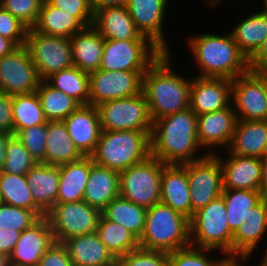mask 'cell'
Listing matches in <instances>:
<instances>
[{
  "label": "cell",
  "instance_id": "cell-51",
  "mask_svg": "<svg viewBox=\"0 0 267 266\" xmlns=\"http://www.w3.org/2000/svg\"><path fill=\"white\" fill-rule=\"evenodd\" d=\"M249 68L252 71L267 74V37L257 52L249 59Z\"/></svg>",
  "mask_w": 267,
  "mask_h": 266
},
{
  "label": "cell",
  "instance_id": "cell-19",
  "mask_svg": "<svg viewBox=\"0 0 267 266\" xmlns=\"http://www.w3.org/2000/svg\"><path fill=\"white\" fill-rule=\"evenodd\" d=\"M237 121L232 104L219 111L197 115L198 140L202 149L207 148V153L213 155L216 154L213 147H229Z\"/></svg>",
  "mask_w": 267,
  "mask_h": 266
},
{
  "label": "cell",
  "instance_id": "cell-22",
  "mask_svg": "<svg viewBox=\"0 0 267 266\" xmlns=\"http://www.w3.org/2000/svg\"><path fill=\"white\" fill-rule=\"evenodd\" d=\"M191 218L190 186L187 170L179 164H166L161 176V201Z\"/></svg>",
  "mask_w": 267,
  "mask_h": 266
},
{
  "label": "cell",
  "instance_id": "cell-23",
  "mask_svg": "<svg viewBox=\"0 0 267 266\" xmlns=\"http://www.w3.org/2000/svg\"><path fill=\"white\" fill-rule=\"evenodd\" d=\"M72 266H114L117 259L96 233L75 236L62 242Z\"/></svg>",
  "mask_w": 267,
  "mask_h": 266
},
{
  "label": "cell",
  "instance_id": "cell-61",
  "mask_svg": "<svg viewBox=\"0 0 267 266\" xmlns=\"http://www.w3.org/2000/svg\"><path fill=\"white\" fill-rule=\"evenodd\" d=\"M262 259H261V263L260 265L257 266H267V257H265L264 255H262Z\"/></svg>",
  "mask_w": 267,
  "mask_h": 266
},
{
  "label": "cell",
  "instance_id": "cell-62",
  "mask_svg": "<svg viewBox=\"0 0 267 266\" xmlns=\"http://www.w3.org/2000/svg\"><path fill=\"white\" fill-rule=\"evenodd\" d=\"M266 102H267V74H266Z\"/></svg>",
  "mask_w": 267,
  "mask_h": 266
},
{
  "label": "cell",
  "instance_id": "cell-59",
  "mask_svg": "<svg viewBox=\"0 0 267 266\" xmlns=\"http://www.w3.org/2000/svg\"><path fill=\"white\" fill-rule=\"evenodd\" d=\"M206 1V4H208L209 6L214 7L215 5L217 6L219 2H221V0H204V2Z\"/></svg>",
  "mask_w": 267,
  "mask_h": 266
},
{
  "label": "cell",
  "instance_id": "cell-6",
  "mask_svg": "<svg viewBox=\"0 0 267 266\" xmlns=\"http://www.w3.org/2000/svg\"><path fill=\"white\" fill-rule=\"evenodd\" d=\"M226 204L222 196L198 209L189 219L191 246L211 249L233 257V232L226 217Z\"/></svg>",
  "mask_w": 267,
  "mask_h": 266
},
{
  "label": "cell",
  "instance_id": "cell-57",
  "mask_svg": "<svg viewBox=\"0 0 267 266\" xmlns=\"http://www.w3.org/2000/svg\"><path fill=\"white\" fill-rule=\"evenodd\" d=\"M17 46L10 40L0 35V59L11 53Z\"/></svg>",
  "mask_w": 267,
  "mask_h": 266
},
{
  "label": "cell",
  "instance_id": "cell-15",
  "mask_svg": "<svg viewBox=\"0 0 267 266\" xmlns=\"http://www.w3.org/2000/svg\"><path fill=\"white\" fill-rule=\"evenodd\" d=\"M40 81L25 45L18 46L0 59L2 93L12 96L34 93Z\"/></svg>",
  "mask_w": 267,
  "mask_h": 266
},
{
  "label": "cell",
  "instance_id": "cell-31",
  "mask_svg": "<svg viewBox=\"0 0 267 266\" xmlns=\"http://www.w3.org/2000/svg\"><path fill=\"white\" fill-rule=\"evenodd\" d=\"M45 145L46 164L61 166L66 163L78 161L84 157L71 139L63 121L47 122Z\"/></svg>",
  "mask_w": 267,
  "mask_h": 266
},
{
  "label": "cell",
  "instance_id": "cell-8",
  "mask_svg": "<svg viewBox=\"0 0 267 266\" xmlns=\"http://www.w3.org/2000/svg\"><path fill=\"white\" fill-rule=\"evenodd\" d=\"M40 80L74 66L70 38L50 36L28 29L25 41Z\"/></svg>",
  "mask_w": 267,
  "mask_h": 266
},
{
  "label": "cell",
  "instance_id": "cell-47",
  "mask_svg": "<svg viewBox=\"0 0 267 266\" xmlns=\"http://www.w3.org/2000/svg\"><path fill=\"white\" fill-rule=\"evenodd\" d=\"M52 6L75 17L85 28L92 26L94 10L92 0H47Z\"/></svg>",
  "mask_w": 267,
  "mask_h": 266
},
{
  "label": "cell",
  "instance_id": "cell-33",
  "mask_svg": "<svg viewBox=\"0 0 267 266\" xmlns=\"http://www.w3.org/2000/svg\"><path fill=\"white\" fill-rule=\"evenodd\" d=\"M32 28L45 35L71 38L85 27L75 17L44 0L36 24Z\"/></svg>",
  "mask_w": 267,
  "mask_h": 266
},
{
  "label": "cell",
  "instance_id": "cell-11",
  "mask_svg": "<svg viewBox=\"0 0 267 266\" xmlns=\"http://www.w3.org/2000/svg\"><path fill=\"white\" fill-rule=\"evenodd\" d=\"M161 53L149 40L105 39L99 69L106 71H146Z\"/></svg>",
  "mask_w": 267,
  "mask_h": 266
},
{
  "label": "cell",
  "instance_id": "cell-35",
  "mask_svg": "<svg viewBox=\"0 0 267 266\" xmlns=\"http://www.w3.org/2000/svg\"><path fill=\"white\" fill-rule=\"evenodd\" d=\"M146 212L147 208L118 196L102 211V215L107 220L122 225L140 239L145 227Z\"/></svg>",
  "mask_w": 267,
  "mask_h": 266
},
{
  "label": "cell",
  "instance_id": "cell-2",
  "mask_svg": "<svg viewBox=\"0 0 267 266\" xmlns=\"http://www.w3.org/2000/svg\"><path fill=\"white\" fill-rule=\"evenodd\" d=\"M150 143L151 155L164 164L181 165L208 155L206 151L197 154L202 147L198 140L197 115L190 107L155 120Z\"/></svg>",
  "mask_w": 267,
  "mask_h": 266
},
{
  "label": "cell",
  "instance_id": "cell-39",
  "mask_svg": "<svg viewBox=\"0 0 267 266\" xmlns=\"http://www.w3.org/2000/svg\"><path fill=\"white\" fill-rule=\"evenodd\" d=\"M13 135L31 126L48 122L36 94H21L12 96Z\"/></svg>",
  "mask_w": 267,
  "mask_h": 266
},
{
  "label": "cell",
  "instance_id": "cell-44",
  "mask_svg": "<svg viewBox=\"0 0 267 266\" xmlns=\"http://www.w3.org/2000/svg\"><path fill=\"white\" fill-rule=\"evenodd\" d=\"M15 136L25 146L37 163H45L47 123L18 131Z\"/></svg>",
  "mask_w": 267,
  "mask_h": 266
},
{
  "label": "cell",
  "instance_id": "cell-24",
  "mask_svg": "<svg viewBox=\"0 0 267 266\" xmlns=\"http://www.w3.org/2000/svg\"><path fill=\"white\" fill-rule=\"evenodd\" d=\"M92 26L112 40H148L135 27L127 7H104L94 11Z\"/></svg>",
  "mask_w": 267,
  "mask_h": 266
},
{
  "label": "cell",
  "instance_id": "cell-21",
  "mask_svg": "<svg viewBox=\"0 0 267 266\" xmlns=\"http://www.w3.org/2000/svg\"><path fill=\"white\" fill-rule=\"evenodd\" d=\"M63 122L76 147L84 156H91L101 134L99 113L93 105H80Z\"/></svg>",
  "mask_w": 267,
  "mask_h": 266
},
{
  "label": "cell",
  "instance_id": "cell-4",
  "mask_svg": "<svg viewBox=\"0 0 267 266\" xmlns=\"http://www.w3.org/2000/svg\"><path fill=\"white\" fill-rule=\"evenodd\" d=\"M190 245L189 218L162 202L147 208L141 248L172 252Z\"/></svg>",
  "mask_w": 267,
  "mask_h": 266
},
{
  "label": "cell",
  "instance_id": "cell-28",
  "mask_svg": "<svg viewBox=\"0 0 267 266\" xmlns=\"http://www.w3.org/2000/svg\"><path fill=\"white\" fill-rule=\"evenodd\" d=\"M34 203L46 214L55 204L59 186V166L39 162L27 174Z\"/></svg>",
  "mask_w": 267,
  "mask_h": 266
},
{
  "label": "cell",
  "instance_id": "cell-7",
  "mask_svg": "<svg viewBox=\"0 0 267 266\" xmlns=\"http://www.w3.org/2000/svg\"><path fill=\"white\" fill-rule=\"evenodd\" d=\"M165 165L150 155L144 161L119 172L120 196L145 208L159 203Z\"/></svg>",
  "mask_w": 267,
  "mask_h": 266
},
{
  "label": "cell",
  "instance_id": "cell-10",
  "mask_svg": "<svg viewBox=\"0 0 267 266\" xmlns=\"http://www.w3.org/2000/svg\"><path fill=\"white\" fill-rule=\"evenodd\" d=\"M102 211L85 201L55 204L47 213L55 242L96 233Z\"/></svg>",
  "mask_w": 267,
  "mask_h": 266
},
{
  "label": "cell",
  "instance_id": "cell-37",
  "mask_svg": "<svg viewBox=\"0 0 267 266\" xmlns=\"http://www.w3.org/2000/svg\"><path fill=\"white\" fill-rule=\"evenodd\" d=\"M96 234L116 259L140 247L139 239L131 231L107 220L103 215L100 217Z\"/></svg>",
  "mask_w": 267,
  "mask_h": 266
},
{
  "label": "cell",
  "instance_id": "cell-58",
  "mask_svg": "<svg viewBox=\"0 0 267 266\" xmlns=\"http://www.w3.org/2000/svg\"><path fill=\"white\" fill-rule=\"evenodd\" d=\"M9 256L0 252V266H9Z\"/></svg>",
  "mask_w": 267,
  "mask_h": 266
},
{
  "label": "cell",
  "instance_id": "cell-34",
  "mask_svg": "<svg viewBox=\"0 0 267 266\" xmlns=\"http://www.w3.org/2000/svg\"><path fill=\"white\" fill-rule=\"evenodd\" d=\"M0 202L32 210L39 218L46 216L34 203L26 175L0 171Z\"/></svg>",
  "mask_w": 267,
  "mask_h": 266
},
{
  "label": "cell",
  "instance_id": "cell-38",
  "mask_svg": "<svg viewBox=\"0 0 267 266\" xmlns=\"http://www.w3.org/2000/svg\"><path fill=\"white\" fill-rule=\"evenodd\" d=\"M221 196L226 204L228 226L233 233L247 221L250 209L262 200L260 192L255 190H223Z\"/></svg>",
  "mask_w": 267,
  "mask_h": 266
},
{
  "label": "cell",
  "instance_id": "cell-45",
  "mask_svg": "<svg viewBox=\"0 0 267 266\" xmlns=\"http://www.w3.org/2000/svg\"><path fill=\"white\" fill-rule=\"evenodd\" d=\"M119 266H169V252L134 249L117 259Z\"/></svg>",
  "mask_w": 267,
  "mask_h": 266
},
{
  "label": "cell",
  "instance_id": "cell-56",
  "mask_svg": "<svg viewBox=\"0 0 267 266\" xmlns=\"http://www.w3.org/2000/svg\"><path fill=\"white\" fill-rule=\"evenodd\" d=\"M252 254L253 252L244 253L236 257H228L223 266H244L243 263L245 262L248 263V261L250 260L249 258L251 257Z\"/></svg>",
  "mask_w": 267,
  "mask_h": 266
},
{
  "label": "cell",
  "instance_id": "cell-26",
  "mask_svg": "<svg viewBox=\"0 0 267 266\" xmlns=\"http://www.w3.org/2000/svg\"><path fill=\"white\" fill-rule=\"evenodd\" d=\"M267 145V120H238L229 153L262 158Z\"/></svg>",
  "mask_w": 267,
  "mask_h": 266
},
{
  "label": "cell",
  "instance_id": "cell-63",
  "mask_svg": "<svg viewBox=\"0 0 267 266\" xmlns=\"http://www.w3.org/2000/svg\"><path fill=\"white\" fill-rule=\"evenodd\" d=\"M265 257H267V249H266V251H265V253L263 254Z\"/></svg>",
  "mask_w": 267,
  "mask_h": 266
},
{
  "label": "cell",
  "instance_id": "cell-12",
  "mask_svg": "<svg viewBox=\"0 0 267 266\" xmlns=\"http://www.w3.org/2000/svg\"><path fill=\"white\" fill-rule=\"evenodd\" d=\"M187 170L190 186L191 217L198 209L222 195L223 172L220 161L212 154L201 160L181 164Z\"/></svg>",
  "mask_w": 267,
  "mask_h": 266
},
{
  "label": "cell",
  "instance_id": "cell-43",
  "mask_svg": "<svg viewBox=\"0 0 267 266\" xmlns=\"http://www.w3.org/2000/svg\"><path fill=\"white\" fill-rule=\"evenodd\" d=\"M40 218L32 211L0 202V228L23 232Z\"/></svg>",
  "mask_w": 267,
  "mask_h": 266
},
{
  "label": "cell",
  "instance_id": "cell-64",
  "mask_svg": "<svg viewBox=\"0 0 267 266\" xmlns=\"http://www.w3.org/2000/svg\"><path fill=\"white\" fill-rule=\"evenodd\" d=\"M265 155H267V145H266V148H265Z\"/></svg>",
  "mask_w": 267,
  "mask_h": 266
},
{
  "label": "cell",
  "instance_id": "cell-32",
  "mask_svg": "<svg viewBox=\"0 0 267 266\" xmlns=\"http://www.w3.org/2000/svg\"><path fill=\"white\" fill-rule=\"evenodd\" d=\"M230 31L240 51L249 60L267 37V15L258 11L246 16Z\"/></svg>",
  "mask_w": 267,
  "mask_h": 266
},
{
  "label": "cell",
  "instance_id": "cell-42",
  "mask_svg": "<svg viewBox=\"0 0 267 266\" xmlns=\"http://www.w3.org/2000/svg\"><path fill=\"white\" fill-rule=\"evenodd\" d=\"M211 252L215 251L190 245L189 247L169 252V266H223L228 256L216 260L208 256Z\"/></svg>",
  "mask_w": 267,
  "mask_h": 266
},
{
  "label": "cell",
  "instance_id": "cell-14",
  "mask_svg": "<svg viewBox=\"0 0 267 266\" xmlns=\"http://www.w3.org/2000/svg\"><path fill=\"white\" fill-rule=\"evenodd\" d=\"M231 100L238 120H267L266 74L249 70L236 77Z\"/></svg>",
  "mask_w": 267,
  "mask_h": 266
},
{
  "label": "cell",
  "instance_id": "cell-13",
  "mask_svg": "<svg viewBox=\"0 0 267 266\" xmlns=\"http://www.w3.org/2000/svg\"><path fill=\"white\" fill-rule=\"evenodd\" d=\"M146 71H106L89 74V105L133 97L142 92V77Z\"/></svg>",
  "mask_w": 267,
  "mask_h": 266
},
{
  "label": "cell",
  "instance_id": "cell-18",
  "mask_svg": "<svg viewBox=\"0 0 267 266\" xmlns=\"http://www.w3.org/2000/svg\"><path fill=\"white\" fill-rule=\"evenodd\" d=\"M231 99L232 80L192 76L189 107L196 115L225 109Z\"/></svg>",
  "mask_w": 267,
  "mask_h": 266
},
{
  "label": "cell",
  "instance_id": "cell-5",
  "mask_svg": "<svg viewBox=\"0 0 267 266\" xmlns=\"http://www.w3.org/2000/svg\"><path fill=\"white\" fill-rule=\"evenodd\" d=\"M152 131H101L93 162L121 172L151 155Z\"/></svg>",
  "mask_w": 267,
  "mask_h": 266
},
{
  "label": "cell",
  "instance_id": "cell-25",
  "mask_svg": "<svg viewBox=\"0 0 267 266\" xmlns=\"http://www.w3.org/2000/svg\"><path fill=\"white\" fill-rule=\"evenodd\" d=\"M118 196H120L119 172L94 163L91 157V172L83 201L103 211Z\"/></svg>",
  "mask_w": 267,
  "mask_h": 266
},
{
  "label": "cell",
  "instance_id": "cell-60",
  "mask_svg": "<svg viewBox=\"0 0 267 266\" xmlns=\"http://www.w3.org/2000/svg\"><path fill=\"white\" fill-rule=\"evenodd\" d=\"M262 1H263V6L262 7H264V8H263V10L260 9V12H262V13L267 15V0H261V3H262Z\"/></svg>",
  "mask_w": 267,
  "mask_h": 266
},
{
  "label": "cell",
  "instance_id": "cell-1",
  "mask_svg": "<svg viewBox=\"0 0 267 266\" xmlns=\"http://www.w3.org/2000/svg\"><path fill=\"white\" fill-rule=\"evenodd\" d=\"M172 62L171 52H162L143 74L142 92L152 122L190 106L192 78L179 75Z\"/></svg>",
  "mask_w": 267,
  "mask_h": 266
},
{
  "label": "cell",
  "instance_id": "cell-49",
  "mask_svg": "<svg viewBox=\"0 0 267 266\" xmlns=\"http://www.w3.org/2000/svg\"><path fill=\"white\" fill-rule=\"evenodd\" d=\"M38 266H72V263L66 247L54 242L41 257Z\"/></svg>",
  "mask_w": 267,
  "mask_h": 266
},
{
  "label": "cell",
  "instance_id": "cell-27",
  "mask_svg": "<svg viewBox=\"0 0 267 266\" xmlns=\"http://www.w3.org/2000/svg\"><path fill=\"white\" fill-rule=\"evenodd\" d=\"M72 61L75 67L86 73L97 71L101 64L104 37L93 27H86L70 38Z\"/></svg>",
  "mask_w": 267,
  "mask_h": 266
},
{
  "label": "cell",
  "instance_id": "cell-55",
  "mask_svg": "<svg viewBox=\"0 0 267 266\" xmlns=\"http://www.w3.org/2000/svg\"><path fill=\"white\" fill-rule=\"evenodd\" d=\"M13 136L11 133L0 132V171L2 170L6 157V145Z\"/></svg>",
  "mask_w": 267,
  "mask_h": 266
},
{
  "label": "cell",
  "instance_id": "cell-20",
  "mask_svg": "<svg viewBox=\"0 0 267 266\" xmlns=\"http://www.w3.org/2000/svg\"><path fill=\"white\" fill-rule=\"evenodd\" d=\"M217 152L213 154L219 161L223 172V190H255L258 191L261 177V158L237 156L229 153L222 159Z\"/></svg>",
  "mask_w": 267,
  "mask_h": 266
},
{
  "label": "cell",
  "instance_id": "cell-36",
  "mask_svg": "<svg viewBox=\"0 0 267 266\" xmlns=\"http://www.w3.org/2000/svg\"><path fill=\"white\" fill-rule=\"evenodd\" d=\"M36 94L48 121H63L80 106L75 99L56 89L46 80L40 81Z\"/></svg>",
  "mask_w": 267,
  "mask_h": 266
},
{
  "label": "cell",
  "instance_id": "cell-30",
  "mask_svg": "<svg viewBox=\"0 0 267 266\" xmlns=\"http://www.w3.org/2000/svg\"><path fill=\"white\" fill-rule=\"evenodd\" d=\"M246 220L233 233V257L258 249L259 242L267 234V201L262 199L250 209Z\"/></svg>",
  "mask_w": 267,
  "mask_h": 266
},
{
  "label": "cell",
  "instance_id": "cell-9",
  "mask_svg": "<svg viewBox=\"0 0 267 266\" xmlns=\"http://www.w3.org/2000/svg\"><path fill=\"white\" fill-rule=\"evenodd\" d=\"M101 130L152 131L153 122L143 92L129 98L106 101L96 106Z\"/></svg>",
  "mask_w": 267,
  "mask_h": 266
},
{
  "label": "cell",
  "instance_id": "cell-48",
  "mask_svg": "<svg viewBox=\"0 0 267 266\" xmlns=\"http://www.w3.org/2000/svg\"><path fill=\"white\" fill-rule=\"evenodd\" d=\"M28 27L0 6V35L10 39L17 47L25 45Z\"/></svg>",
  "mask_w": 267,
  "mask_h": 266
},
{
  "label": "cell",
  "instance_id": "cell-40",
  "mask_svg": "<svg viewBox=\"0 0 267 266\" xmlns=\"http://www.w3.org/2000/svg\"><path fill=\"white\" fill-rule=\"evenodd\" d=\"M46 81L75 99L80 105L89 104V73L73 66L52 74Z\"/></svg>",
  "mask_w": 267,
  "mask_h": 266
},
{
  "label": "cell",
  "instance_id": "cell-16",
  "mask_svg": "<svg viewBox=\"0 0 267 266\" xmlns=\"http://www.w3.org/2000/svg\"><path fill=\"white\" fill-rule=\"evenodd\" d=\"M169 0H129L128 12L138 32L161 52H171L164 34V21Z\"/></svg>",
  "mask_w": 267,
  "mask_h": 266
},
{
  "label": "cell",
  "instance_id": "cell-54",
  "mask_svg": "<svg viewBox=\"0 0 267 266\" xmlns=\"http://www.w3.org/2000/svg\"><path fill=\"white\" fill-rule=\"evenodd\" d=\"M262 164V177L258 191L260 192L262 199L267 201V155L261 158Z\"/></svg>",
  "mask_w": 267,
  "mask_h": 266
},
{
  "label": "cell",
  "instance_id": "cell-3",
  "mask_svg": "<svg viewBox=\"0 0 267 266\" xmlns=\"http://www.w3.org/2000/svg\"><path fill=\"white\" fill-rule=\"evenodd\" d=\"M188 49L201 69L198 77L234 80L250 70L249 60L240 51L231 33H201L190 36Z\"/></svg>",
  "mask_w": 267,
  "mask_h": 266
},
{
  "label": "cell",
  "instance_id": "cell-17",
  "mask_svg": "<svg viewBox=\"0 0 267 266\" xmlns=\"http://www.w3.org/2000/svg\"><path fill=\"white\" fill-rule=\"evenodd\" d=\"M54 242L50 223L46 217H42L30 228L21 232L9 255V264L12 266H38L41 257Z\"/></svg>",
  "mask_w": 267,
  "mask_h": 266
},
{
  "label": "cell",
  "instance_id": "cell-29",
  "mask_svg": "<svg viewBox=\"0 0 267 266\" xmlns=\"http://www.w3.org/2000/svg\"><path fill=\"white\" fill-rule=\"evenodd\" d=\"M90 172L91 156L59 166L56 204L83 200Z\"/></svg>",
  "mask_w": 267,
  "mask_h": 266
},
{
  "label": "cell",
  "instance_id": "cell-46",
  "mask_svg": "<svg viewBox=\"0 0 267 266\" xmlns=\"http://www.w3.org/2000/svg\"><path fill=\"white\" fill-rule=\"evenodd\" d=\"M44 0H1L0 6L9 11L29 29L38 19Z\"/></svg>",
  "mask_w": 267,
  "mask_h": 266
},
{
  "label": "cell",
  "instance_id": "cell-53",
  "mask_svg": "<svg viewBox=\"0 0 267 266\" xmlns=\"http://www.w3.org/2000/svg\"><path fill=\"white\" fill-rule=\"evenodd\" d=\"M129 0H92L93 10L104 7H127Z\"/></svg>",
  "mask_w": 267,
  "mask_h": 266
},
{
  "label": "cell",
  "instance_id": "cell-41",
  "mask_svg": "<svg viewBox=\"0 0 267 266\" xmlns=\"http://www.w3.org/2000/svg\"><path fill=\"white\" fill-rule=\"evenodd\" d=\"M37 162L19 139L13 135L6 145V157L2 172L26 175Z\"/></svg>",
  "mask_w": 267,
  "mask_h": 266
},
{
  "label": "cell",
  "instance_id": "cell-52",
  "mask_svg": "<svg viewBox=\"0 0 267 266\" xmlns=\"http://www.w3.org/2000/svg\"><path fill=\"white\" fill-rule=\"evenodd\" d=\"M21 232L15 229L0 228V252L10 255L16 245Z\"/></svg>",
  "mask_w": 267,
  "mask_h": 266
},
{
  "label": "cell",
  "instance_id": "cell-50",
  "mask_svg": "<svg viewBox=\"0 0 267 266\" xmlns=\"http://www.w3.org/2000/svg\"><path fill=\"white\" fill-rule=\"evenodd\" d=\"M0 132L13 134L12 95L0 94Z\"/></svg>",
  "mask_w": 267,
  "mask_h": 266
}]
</instances>
